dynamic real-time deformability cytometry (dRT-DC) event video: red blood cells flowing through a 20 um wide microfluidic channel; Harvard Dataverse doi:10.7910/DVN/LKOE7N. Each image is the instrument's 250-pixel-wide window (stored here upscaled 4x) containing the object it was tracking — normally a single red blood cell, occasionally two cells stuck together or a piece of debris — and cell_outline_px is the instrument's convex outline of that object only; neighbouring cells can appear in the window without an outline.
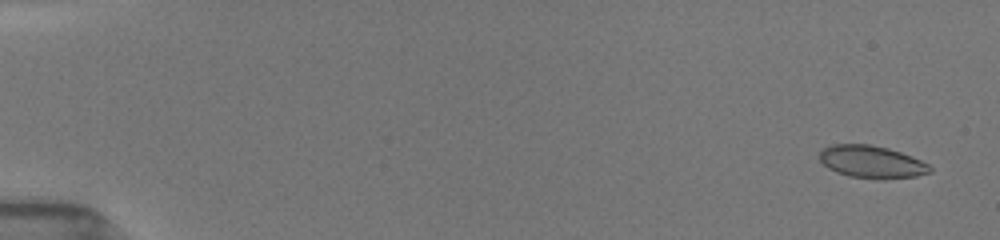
{"species": "common noctule bat (a hibernating species)", "species_latin": "Nyctalus noctula", "temperature_condition": "room temperature", "stored_images_in_passage": 27, "camera_frame_rate_fps": 3000, "um_per_image_px": 0.085, "animal": {"sex": "female", "body_mass_g": 19.5, "forearm_length_mm": 54.1}, "frame": {"image": 1, "passage_image": 1, "time_ms": 0.0, "image_size_px": [1000, 240], "cell_outline_px": [[932, 172], [916, 176], [880, 180], [848, 176], [836, 172], [828, 168], [820, 160], [820, 152], [824, 148], [832, 144], [868, 144], [888, 148], [912, 156], [928, 164], [932, 168]], "centroid_in_image_um": [74.1, 13.77], "position_along_channel_um": 10.9, "area_um2": 20.98}}
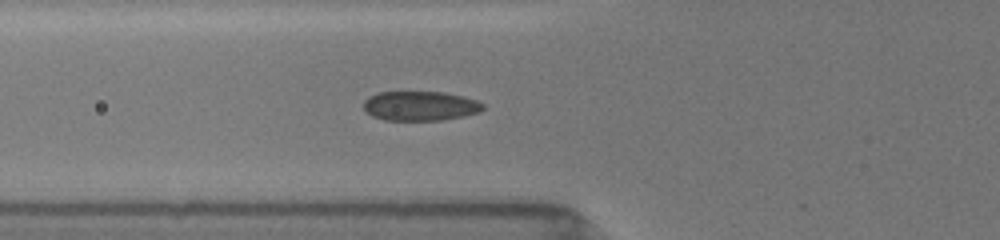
{"frame": {"image": 2, "passage_image": 18, "time_ms": 6.0, "image_size_px": [1000, 240], "cell_outline_px": [[484, 108], [480, 112], [464, 116], [440, 120], [384, 120], [372, 116], [364, 108], [364, 100], [368, 96], [376, 92], [444, 92], [464, 96], [476, 100], [484, 104]], "centroid_in_image_um": [35.72, 9.0], "position_along_channel_um": 90.1, "area_um2": 20.63}}
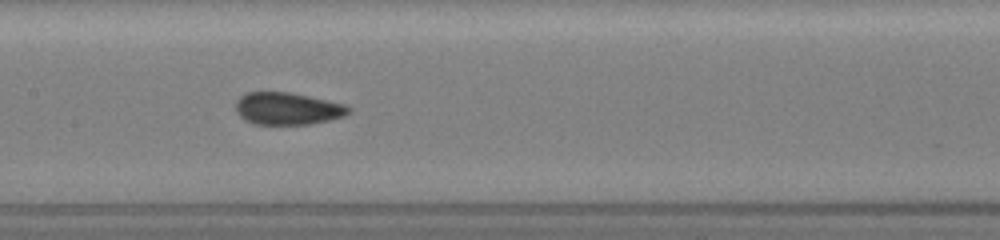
{"frame": {"image": 3, "passage_image": 25, "time_ms": 8.333, "image_size_px": [1000, 240], "cell_outline_px": [[352, 112], [344, 116], [332, 120], [312, 124], [252, 124], [244, 120], [236, 112], [236, 100], [240, 96], [248, 92], [292, 92], [344, 104], [352, 108]], "centroid_in_image_um": [24.46, 9.23], "position_along_channel_um": 182.9, "area_um2": 21.5}}